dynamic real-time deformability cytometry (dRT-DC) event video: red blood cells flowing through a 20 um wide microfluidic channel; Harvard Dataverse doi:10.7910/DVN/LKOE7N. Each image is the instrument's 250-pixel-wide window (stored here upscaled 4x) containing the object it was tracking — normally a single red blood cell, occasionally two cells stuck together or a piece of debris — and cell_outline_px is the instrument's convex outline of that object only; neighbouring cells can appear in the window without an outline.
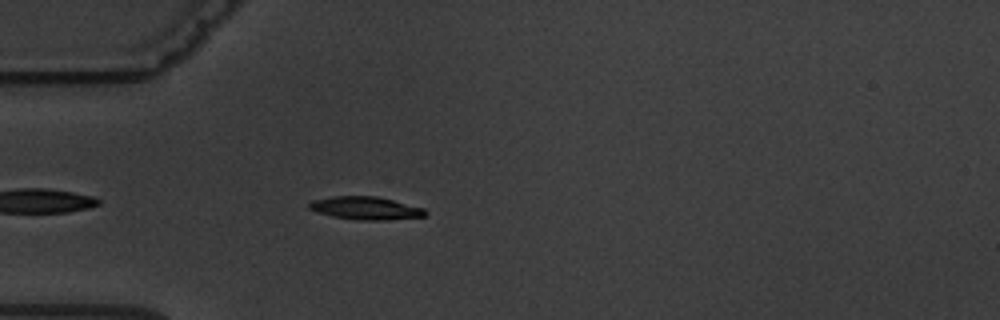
{"species": "common noctule bat (a hibernating species)", "species_latin": "Nyctalus noctula", "temperature_condition": "warm", "stored_images_in_passage": 5, "camera_frame_rate_fps": 3000, "um_per_image_px": 0.085, "animal": {"sex": "male", "body_mass_g": 19.5, "forearm_length_mm": 54.6}, "frame": {"image": 1, "passage_image": 5, "time_ms": 4.667, "image_size_px": [1000, 320], "cell_outline_px": [[428, 212], [424, 216], [388, 220], [360, 220], [332, 216], [316, 212], [308, 208], [308, 204], [312, 200], [332, 196], [376, 196], [424, 208]], "centroid_in_image_um": [31.06, 17.69], "position_along_channel_um": 53.9, "area_um2": 15.49}}